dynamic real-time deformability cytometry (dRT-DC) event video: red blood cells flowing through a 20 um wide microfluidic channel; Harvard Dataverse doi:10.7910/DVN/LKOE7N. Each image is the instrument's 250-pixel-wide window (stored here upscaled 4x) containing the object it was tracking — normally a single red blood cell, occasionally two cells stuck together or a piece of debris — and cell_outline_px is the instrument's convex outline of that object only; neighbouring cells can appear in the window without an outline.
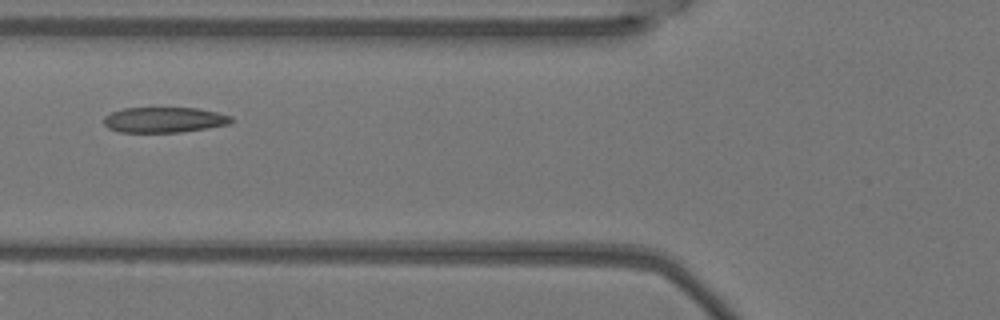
{"species": "Egyptian fruit bat (a non-hibernating species)", "species_latin": "Rousettus aegyptiacus", "temperature_condition": "warm", "stored_images_in_passage": 9, "camera_frame_rate_fps": 3000, "um_per_image_px": 0.085, "animal": {"sex": "female"}, "frame": {"image": 1, "passage_image": 4, "time_ms": 1.0, "image_size_px": [1000, 320], "cell_outline_px": [[232, 120], [228, 124], [208, 128], [180, 132], [120, 132], [108, 128], [104, 124], [104, 116], [112, 112], [124, 108], [200, 108], [232, 116]], "centroid_in_image_um": [13.95, 10.18], "position_along_channel_um": 111.9, "area_um2": 18.84}}
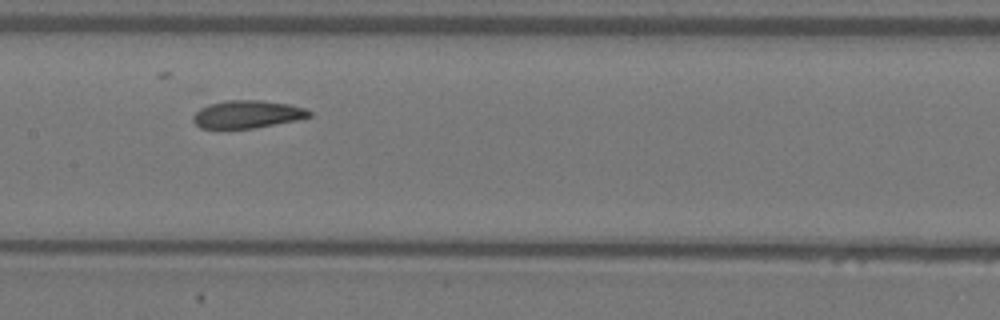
{"frame": {"image": 2, "passage_image": 6, "time_ms": 1.667, "image_size_px": [1000, 320], "cell_outline_px": [[312, 116], [300, 120], [252, 128], [200, 128], [192, 120], [192, 116], [200, 108], [208, 104], [224, 100], [264, 100], [288, 104], [304, 108], [312, 112]], "centroid_in_image_um": [21.03, 9.7], "position_along_channel_um": 186.4, "area_um2": 18.9}}
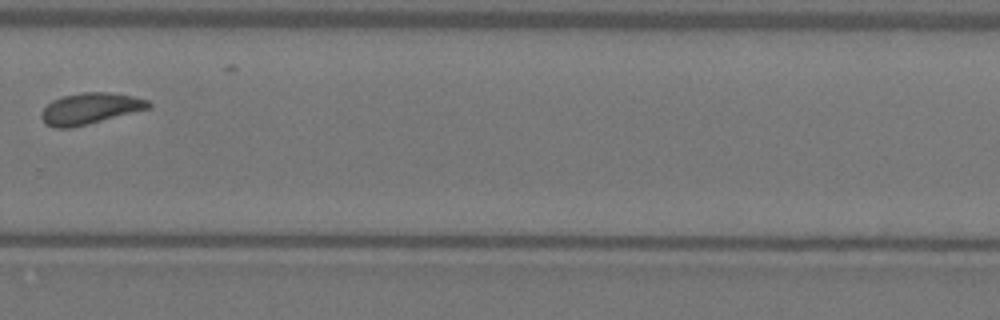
{"frame": {"image": 3, "passage_image": 9, "time_ms": 2.667, "image_size_px": [1000, 320], "cell_outline_px": [[152, 108], [88, 124], [68, 128], [56, 128], [44, 124], [40, 116], [40, 112], [52, 100], [64, 96], [80, 92], [108, 92], [132, 96], [148, 100], [152, 104]], "centroid_in_image_um": [7.66, 9.23], "position_along_channel_um": 322.1, "area_um2": 19.59}}